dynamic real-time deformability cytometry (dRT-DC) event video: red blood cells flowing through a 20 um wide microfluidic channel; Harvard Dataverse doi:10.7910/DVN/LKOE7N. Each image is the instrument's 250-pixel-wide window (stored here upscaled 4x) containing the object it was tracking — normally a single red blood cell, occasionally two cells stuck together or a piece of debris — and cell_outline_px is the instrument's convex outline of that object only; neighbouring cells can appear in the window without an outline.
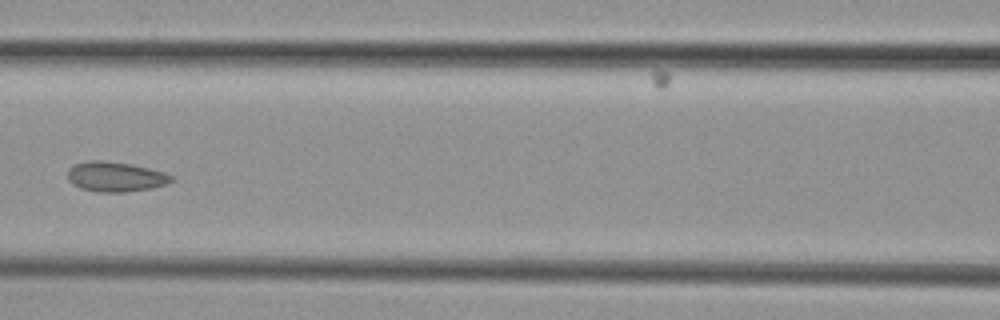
{"species": "common noctule bat (a hibernating species)", "species_latin": "Nyctalus noctula", "temperature_condition": "cold", "stored_images_in_passage": 7, "camera_frame_rate_fps": 3000, "um_per_image_px": 0.085, "animal": {"sex": "female", "body_mass_g": 29.2, "forearm_length_mm": 56.3}, "frame": {"image": 1, "passage_image": 6, "time_ms": 5.667, "image_size_px": [1000, 320], "cell_outline_px": [[172, 180], [168, 184], [152, 188], [124, 192], [96, 192], [80, 188], [72, 184], [68, 180], [68, 168], [76, 164], [92, 160], [104, 160], [132, 164], [164, 172], [172, 176]], "centroid_in_image_um": [9.8, 15.02], "position_along_channel_um": 156.8, "area_um2": 18.15}}
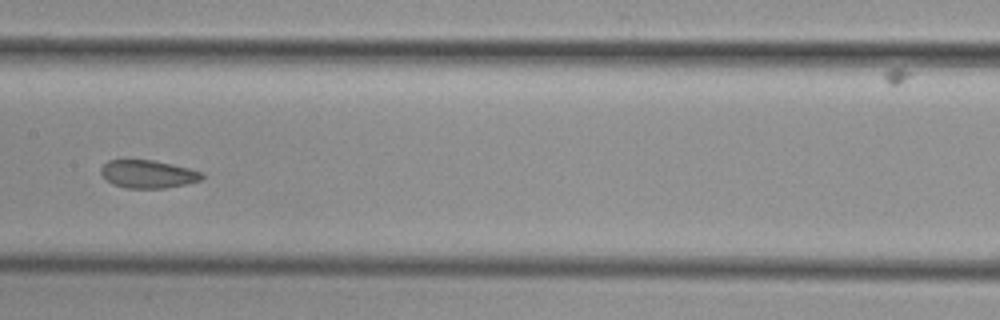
{"frame": {"image": 2, "passage_image": 7, "time_ms": 6.667, "image_size_px": [1000, 320], "cell_outline_px": [[204, 176], [200, 180], [184, 184], [164, 188], [128, 188], [112, 184], [100, 172], [100, 168], [108, 160], [152, 160], [172, 164], [204, 172]], "centroid_in_image_um": [12.58, 14.79], "position_along_channel_um": 194.8, "area_um2": 16.3}}